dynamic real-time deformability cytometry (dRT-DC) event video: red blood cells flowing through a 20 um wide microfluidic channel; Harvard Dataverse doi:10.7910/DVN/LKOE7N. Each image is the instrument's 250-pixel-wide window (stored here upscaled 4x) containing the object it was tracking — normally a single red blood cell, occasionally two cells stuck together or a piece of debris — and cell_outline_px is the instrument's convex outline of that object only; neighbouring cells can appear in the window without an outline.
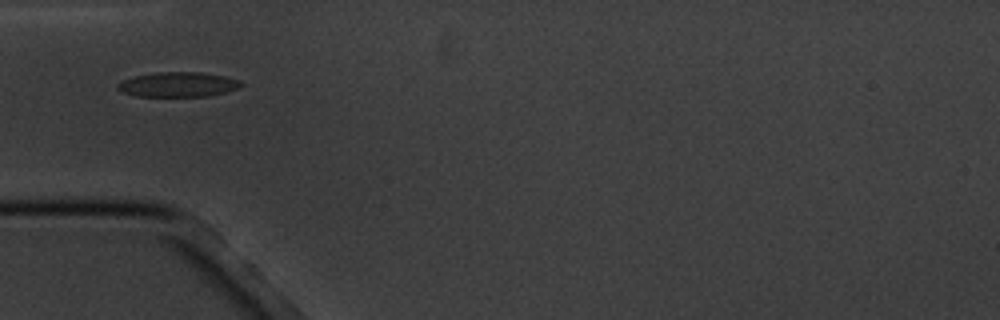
{"species": "common noctule bat (a hibernating species)", "species_latin": "Nyctalus noctula", "temperature_condition": "cold", "stored_images_in_passage": 12, "camera_frame_rate_fps": 3000, "um_per_image_px": 0.085, "animal": {"sex": "male", "body_mass_g": 20.1, "forearm_length_mm": 53.5}, "frame": {"image": 1, "passage_image": 1, "time_ms": 0.0, "image_size_px": [1000, 320], "cell_outline_px": [[244, 84], [236, 88], [224, 92], [208, 96], [136, 96], [124, 92], [116, 88], [116, 84], [132, 76], [156, 72], [200, 72], [224, 76], [240, 80]], "centroid_in_image_um": [15.11, 7.17], "position_along_channel_um": 69.9, "area_um2": 17.74}}
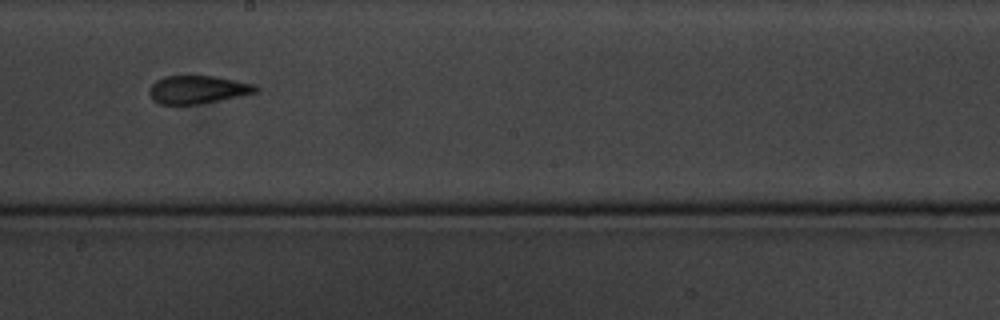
{"frame": {"image": 2, "passage_image": 5, "time_ms": 4.667, "image_size_px": [1000, 320], "cell_outline_px": [[256, 92], [196, 104], [160, 104], [152, 100], [148, 92], [152, 84], [156, 80], [164, 76], [216, 76], [256, 84]], "centroid_in_image_um": [16.74, 7.6], "position_along_channel_um": 231.5, "area_um2": 17.11}}
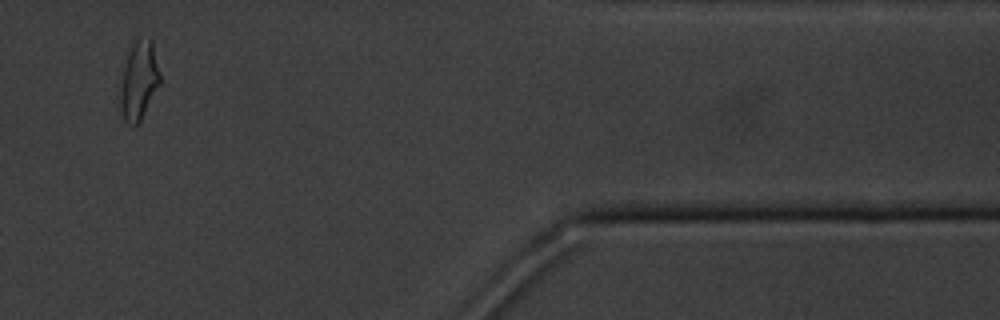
{"frame": {"image": 3, "passage_image": 10, "time_ms": 10.667, "image_size_px": [1000, 320], "cell_outline_px": [[160, 84], [140, 124], [136, 128], [132, 128], [124, 120], [120, 108], [120, 92], [124, 64], [128, 52], [132, 44], [136, 40], [148, 36], [152, 40], [160, 76]], "centroid_in_image_um": [11.81, 6.91], "position_along_channel_um": 399.6, "area_um2": 18.55}, "authors_computed_cell_mechanics": {"area_um2": 17.6868, "velocity_mm_per_s": 3.4417, "shape_relaxation_time_tau1_ms": 6.1548, "shape_relaxation_time_tau2_ms": 1.7476, "deformation_change_tau1": 0.1601, "deformation_change_tau2": 0.0654}}